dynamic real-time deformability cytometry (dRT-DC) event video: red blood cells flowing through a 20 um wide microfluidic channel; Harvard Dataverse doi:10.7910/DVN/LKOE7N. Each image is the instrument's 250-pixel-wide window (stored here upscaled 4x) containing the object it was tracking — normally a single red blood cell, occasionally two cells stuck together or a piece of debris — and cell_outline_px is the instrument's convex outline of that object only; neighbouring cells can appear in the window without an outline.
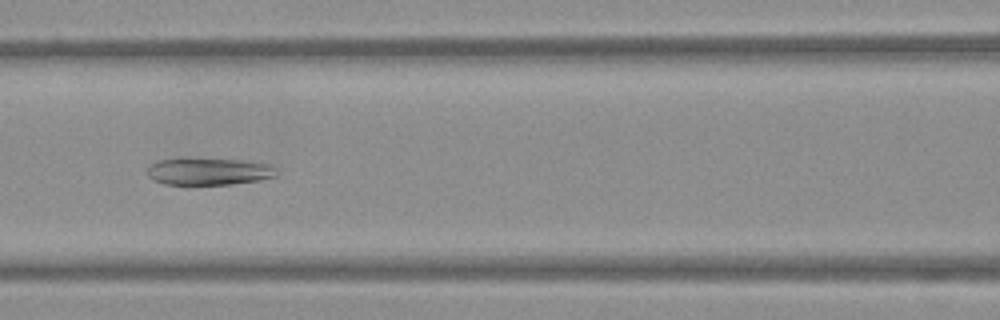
{"species": "Egyptian fruit bat (a non-hibernating species)", "species_latin": "Rousettus aegyptiacus", "temperature_condition": "warm", "stored_images_in_passage": 42, "camera_frame_rate_fps": 3000, "um_per_image_px": 0.085, "frame": {"image": 1, "passage_image": 13, "time_ms": 4.0, "image_size_px": [1000, 320], "cell_outline_px": [[276, 176], [260, 180], [232, 184], [164, 184], [152, 180], [148, 176], [148, 168], [152, 164], [160, 160], [240, 160], [272, 164], [276, 168]], "centroid_in_image_um": [17.8, 14.6], "position_along_channel_um": 148.8, "area_um2": 19.83}}
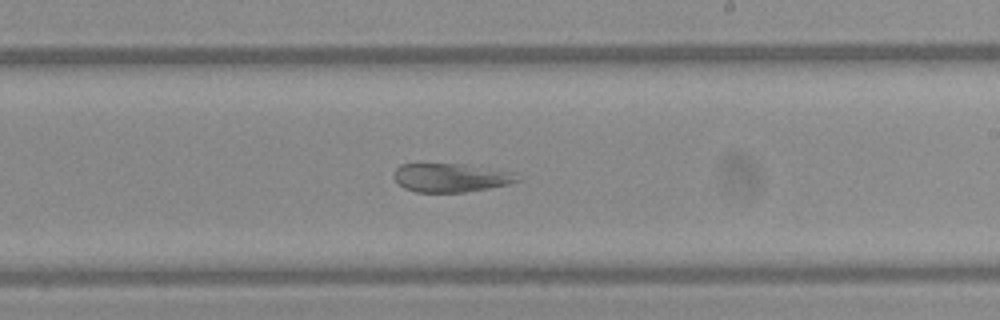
{"frame": {"image": 2, "passage_image": 21, "time_ms": 6.667, "image_size_px": [1000, 320], "cell_outline_px": [[520, 180], [508, 184], [488, 188], [464, 192], [416, 192], [404, 188], [392, 176], [396, 168], [400, 164], [420, 160], [468, 164], [516, 172]], "centroid_in_image_um": [38.26, 15.03], "position_along_channel_um": 250.7, "area_um2": 21.73}}
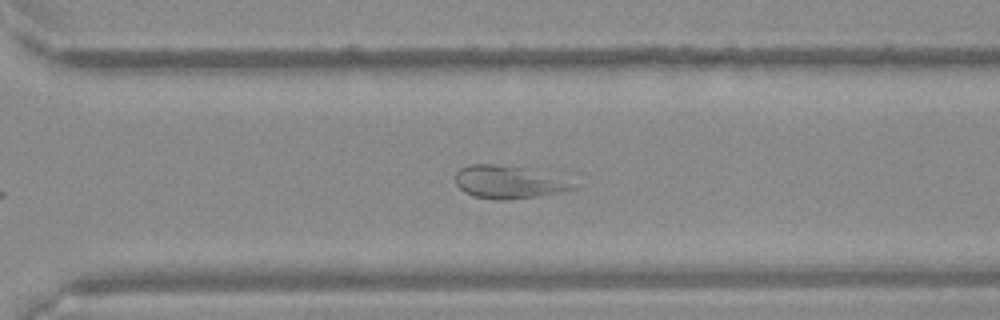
{"frame": {"image": 3, "passage_image": 27, "time_ms": 8.667, "image_size_px": [1000, 320], "cell_outline_px": [[576, 188], [560, 192], [536, 196], [508, 200], [496, 200], [472, 196], [464, 192], [456, 184], [456, 172], [460, 168], [468, 164], [496, 164], [564, 168], [572, 172]], "centroid_in_image_um": [43.57, 15.38], "position_along_channel_um": 327.0, "area_um2": 25.14}}